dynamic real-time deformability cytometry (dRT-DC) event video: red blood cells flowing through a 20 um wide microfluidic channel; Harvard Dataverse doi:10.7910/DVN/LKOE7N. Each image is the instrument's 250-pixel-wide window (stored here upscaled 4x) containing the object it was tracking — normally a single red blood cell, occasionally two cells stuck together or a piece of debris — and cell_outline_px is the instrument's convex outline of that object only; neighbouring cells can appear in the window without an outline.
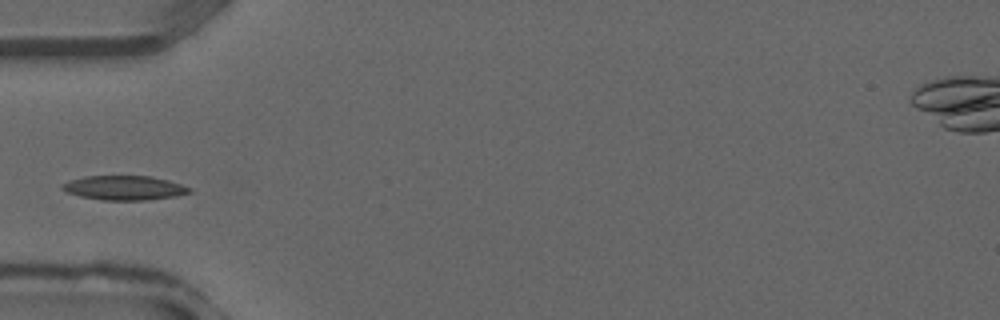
{"species": "common noctule bat (a hibernating species)", "species_latin": "Nyctalus noctula", "temperature_condition": "warm", "stored_images_in_passage": 26, "camera_frame_rate_fps": 3000, "um_per_image_px": 0.085, "animal": {"sex": "male", "forearm_length_mm": 52.5}, "frame": {"image": 1, "passage_image": 1, "time_ms": 0.0, "image_size_px": [1000, 320], "cell_outline_px": [[192, 192], [176, 196], [148, 200], [100, 200], [80, 196], [68, 192], [60, 188], [60, 184], [68, 180], [84, 176], [152, 176], [168, 180], [192, 188]], "centroid_in_image_um": [10.55, 15.96], "position_along_channel_um": 74.5, "area_um2": 18.21}}
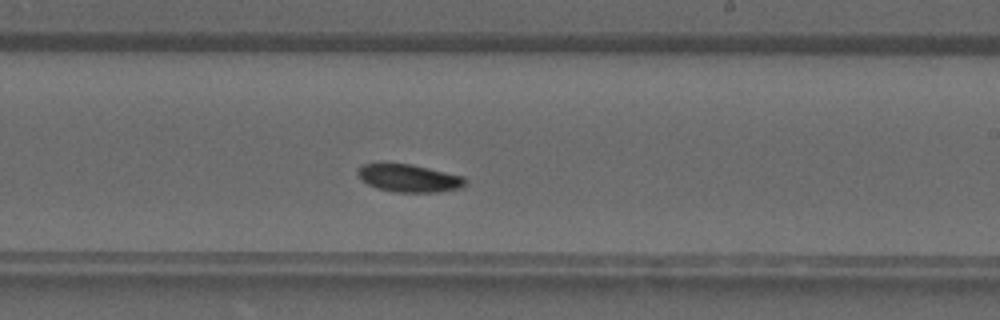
{"frame": {"image": 2, "passage_image": 11, "time_ms": 3.333, "image_size_px": [1000, 320], "cell_outline_px": [[468, 180], [464, 188], [436, 192], [392, 192], [376, 188], [360, 180], [356, 172], [356, 168], [364, 164], [412, 164], [464, 176]], "centroid_in_image_um": [34.78, 15.15], "position_along_channel_um": 254.2, "area_um2": 17.63}}
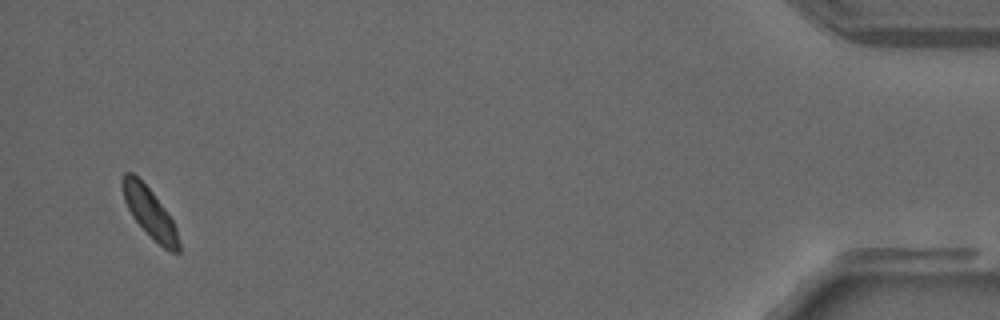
{"frame": {"image": 3, "passage_image": 25, "time_ms": 8.0, "image_size_px": [1000, 320], "cell_outline_px": [[180, 252], [168, 252], [132, 216], [124, 200], [120, 184], [120, 176], [124, 172], [132, 172], [152, 192], [172, 220], [176, 228], [180, 244]], "centroid_in_image_um": [12.69, 18.02], "position_along_channel_um": 422.5, "area_um2": 15.95}}